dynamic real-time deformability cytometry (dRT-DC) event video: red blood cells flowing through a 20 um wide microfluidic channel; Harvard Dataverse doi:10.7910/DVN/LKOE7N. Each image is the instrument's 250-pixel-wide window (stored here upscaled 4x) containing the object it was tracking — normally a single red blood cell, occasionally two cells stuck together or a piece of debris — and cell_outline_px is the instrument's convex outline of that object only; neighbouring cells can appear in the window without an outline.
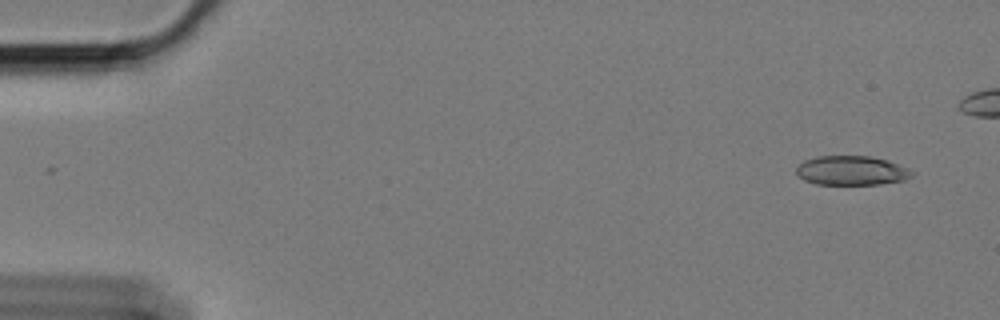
{"species": "Egyptian fruit bat (a non-hibernating species)", "species_latin": "Rousettus aegyptiacus", "temperature_condition": "cold", "stored_images_in_passage": 51, "camera_frame_rate_fps": 3000, "um_per_image_px": 0.085, "animal": {"sex": "female"}, "frame": {"image": 1, "passage_image": 1, "time_ms": 0.0, "image_size_px": [1000, 320], "cell_outline_px": [[916, 172], [912, 176], [904, 180], [880, 184], [816, 184], [804, 180], [796, 176], [796, 168], [804, 160], [816, 156], [868, 156], [888, 160], [908, 168]], "centroid_in_image_um": [72.38, 14.49], "position_along_channel_um": 12.6, "area_um2": 19.88}}
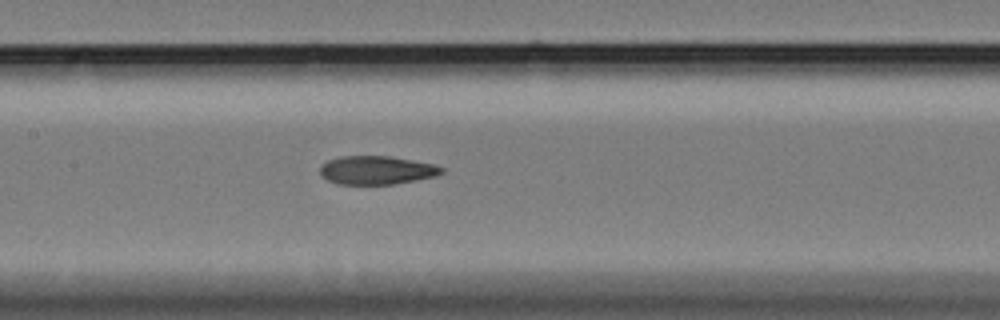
{"frame": {"image": 2, "passage_image": 26, "time_ms": 8.333, "image_size_px": [1000, 320], "cell_outline_px": [[444, 172], [436, 176], [416, 180], [392, 184], [340, 184], [328, 180], [320, 172], [320, 164], [328, 160], [340, 156], [392, 156], [436, 164], [444, 168]], "centroid_in_image_um": [32.05, 14.45], "position_along_channel_um": 175.4, "area_um2": 20.29}}
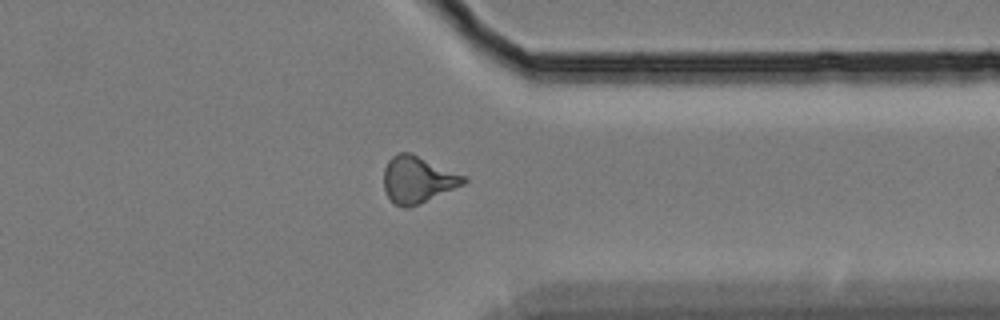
{"frame": {"image": 3, "passage_image": 44, "time_ms": 14.333, "image_size_px": [1000, 320], "cell_outline_px": [[468, 180], [464, 184], [408, 208], [404, 208], [396, 204], [388, 196], [384, 188], [384, 168], [388, 160], [396, 152], [412, 152], [464, 176]], "centroid_in_image_um": [35.47, 15.23], "position_along_channel_um": 375.9, "area_um2": 21.5}}